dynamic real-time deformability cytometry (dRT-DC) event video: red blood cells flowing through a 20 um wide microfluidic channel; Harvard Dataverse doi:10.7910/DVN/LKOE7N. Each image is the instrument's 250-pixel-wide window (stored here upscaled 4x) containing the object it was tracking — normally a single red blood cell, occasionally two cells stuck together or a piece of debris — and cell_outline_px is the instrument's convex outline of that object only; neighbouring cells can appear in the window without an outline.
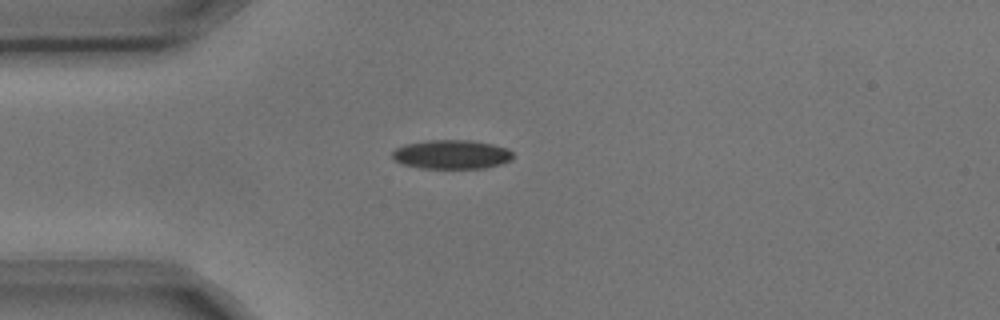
{"species": "common noctule bat (a hibernating species)", "species_latin": "Nyctalus noctula", "temperature_condition": "cold", "stored_images_in_passage": 8, "camera_frame_rate_fps": 3000, "um_per_image_px": 0.085, "animal": {"sex": "male", "body_mass_g": 17.9, "forearm_length_mm": 54.2}, "frame": {"image": 1, "passage_image": 2, "time_ms": 0.333, "image_size_px": [1000, 320], "cell_outline_px": [[512, 160], [488, 168], [420, 168], [404, 164], [396, 160], [392, 156], [392, 152], [396, 148], [404, 144], [428, 140], [472, 140], [492, 144], [508, 148], [512, 152]], "centroid_in_image_um": [38.41, 13.12], "position_along_channel_um": 46.6, "area_um2": 20.46}}
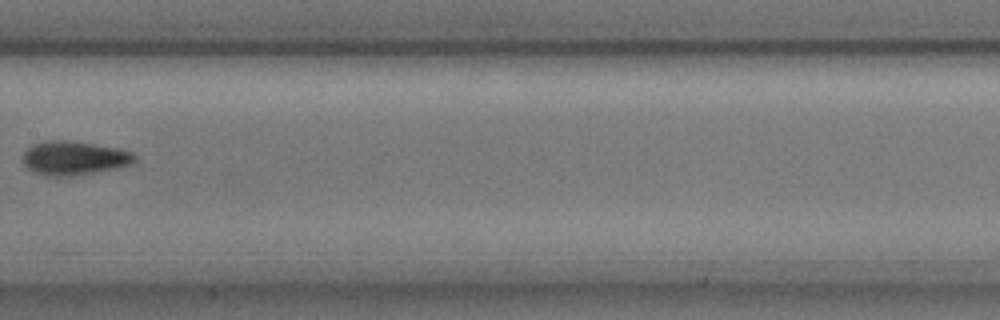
{"frame": {"image": 2, "passage_image": 6, "time_ms": 1.667, "image_size_px": [1000, 320], "cell_outline_px": [[136, 160], [132, 164], [116, 168], [72, 176], [48, 176], [36, 172], [28, 168], [24, 164], [24, 152], [32, 144], [44, 140], [68, 140], [120, 148], [132, 152], [136, 156]], "centroid_in_image_um": [6.32, 13.42], "position_along_channel_um": 201.1, "area_um2": 22.08}}
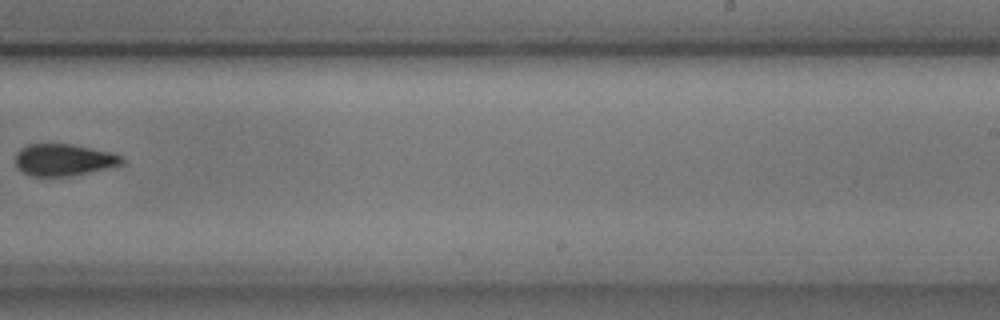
{"frame": {"image": 3, "passage_image": 8, "time_ms": 2.333, "image_size_px": [1000, 320], "cell_outline_px": [[128, 164], [68, 176], [32, 176], [24, 172], [16, 164], [16, 152], [20, 148], [28, 144], [72, 144], [112, 152], [120, 156]], "centroid_in_image_um": [5.46, 13.58], "position_along_channel_um": 283.5, "area_um2": 19.77}}